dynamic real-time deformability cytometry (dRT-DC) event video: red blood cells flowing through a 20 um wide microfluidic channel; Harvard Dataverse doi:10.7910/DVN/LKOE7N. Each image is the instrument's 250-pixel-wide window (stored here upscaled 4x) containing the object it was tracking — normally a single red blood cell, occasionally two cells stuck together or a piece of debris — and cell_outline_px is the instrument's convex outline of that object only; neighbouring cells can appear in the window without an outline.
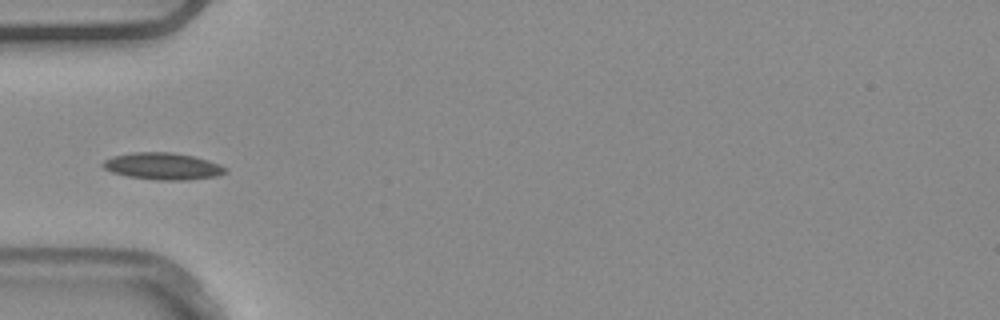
{"species": "common noctule bat (a hibernating species)", "species_latin": "Nyctalus noctula", "temperature_condition": "warm", "stored_images_in_passage": 6, "camera_frame_rate_fps": 3000, "um_per_image_px": 0.085, "animal": {"sex": "male", "body_mass_g": 20.4}, "frame": {"image": 1, "passage_image": 5, "time_ms": 1.333, "image_size_px": [1000, 320], "cell_outline_px": [[228, 172], [216, 176], [188, 180], [156, 180], [128, 176], [112, 172], [104, 168], [100, 164], [104, 160], [112, 156], [132, 152], [172, 152], [192, 156], [208, 160], [220, 164], [228, 168]], "centroid_in_image_um": [13.84, 14.12], "position_along_channel_um": 71.2, "area_um2": 19.31}}